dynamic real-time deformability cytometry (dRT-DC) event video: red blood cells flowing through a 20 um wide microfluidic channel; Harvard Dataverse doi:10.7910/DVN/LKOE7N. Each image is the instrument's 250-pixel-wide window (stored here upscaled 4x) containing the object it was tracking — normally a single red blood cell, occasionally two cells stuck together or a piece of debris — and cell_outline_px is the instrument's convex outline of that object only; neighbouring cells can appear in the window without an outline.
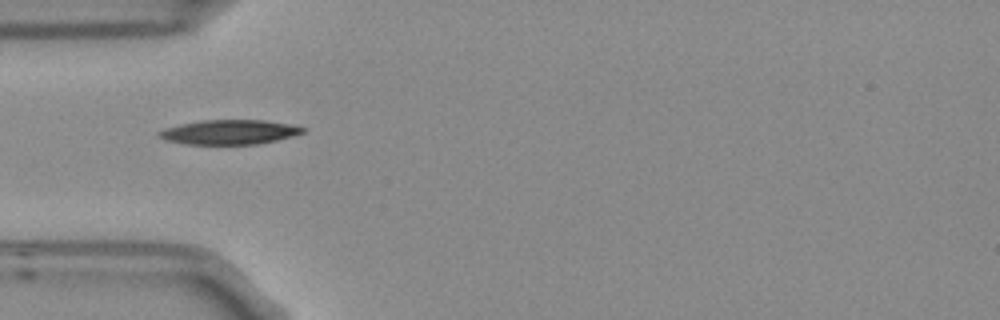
{"species": "Egyptian fruit bat (a non-hibernating species)", "species_latin": "Rousettus aegyptiacus", "temperature_condition": "room temperature", "stored_images_in_passage": 8, "camera_frame_rate_fps": 3000, "um_per_image_px": 0.085, "frame": {"image": 1, "passage_image": 2, "time_ms": 0.333, "image_size_px": [1000, 320], "cell_outline_px": [[304, 132], [292, 136], [276, 140], [256, 144], [188, 144], [168, 140], [160, 136], [156, 132], [164, 128], [180, 124], [200, 120], [264, 120], [288, 124], [304, 128]], "centroid_in_image_um": [19.47, 11.22], "position_along_channel_um": 65.5, "area_um2": 20.29}}
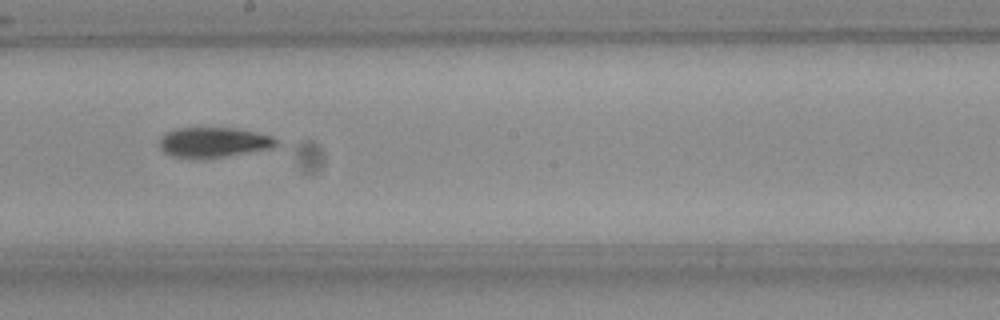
{"frame": {"image": 2, "passage_image": 6, "time_ms": 1.667, "image_size_px": [1000, 320], "cell_outline_px": [[280, 144], [272, 148], [224, 156], [172, 156], [164, 152], [160, 148], [160, 140], [168, 132], [176, 128], [236, 128], [256, 132], [272, 136], [280, 140]], "centroid_in_image_um": [18.25, 12.06], "position_along_channel_um": 230.0, "area_um2": 19.88}}
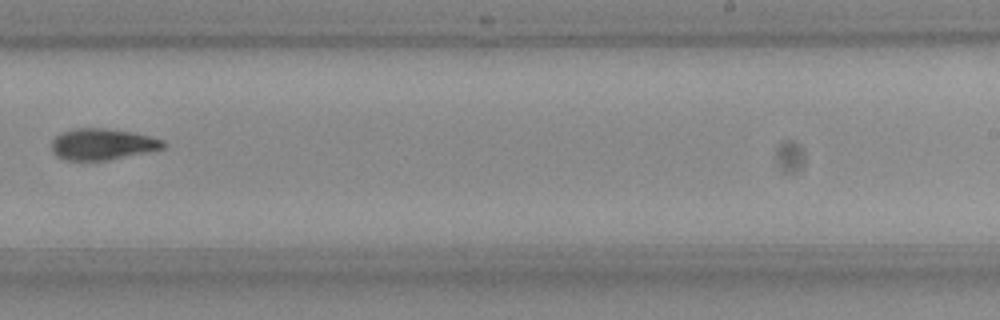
{"frame": {"image": 3, "passage_image": 7, "time_ms": 2.0, "image_size_px": [1000, 320], "cell_outline_px": [[168, 148], [104, 160], [68, 160], [56, 156], [52, 148], [52, 140], [60, 132], [72, 128], [104, 128], [136, 132], [164, 140], [168, 144]], "centroid_in_image_um": [8.75, 12.23], "position_along_channel_um": 280.3, "area_um2": 20.52}}